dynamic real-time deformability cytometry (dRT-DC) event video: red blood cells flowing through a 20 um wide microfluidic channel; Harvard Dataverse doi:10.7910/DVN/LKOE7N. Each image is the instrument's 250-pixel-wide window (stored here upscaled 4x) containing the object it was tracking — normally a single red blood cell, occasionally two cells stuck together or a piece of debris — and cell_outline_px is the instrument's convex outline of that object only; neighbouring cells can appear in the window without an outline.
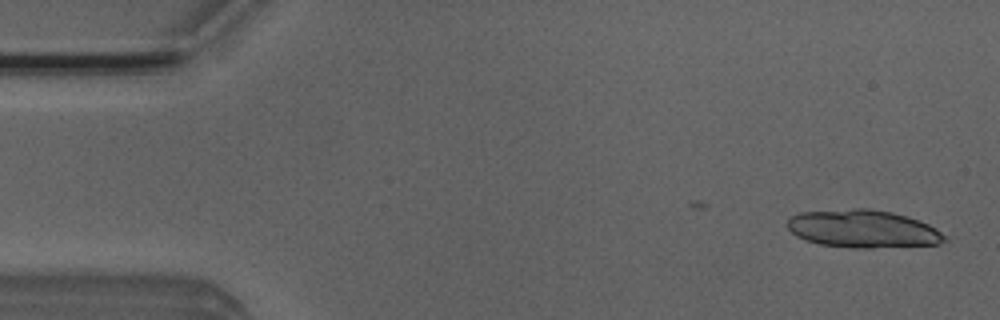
{"species": "Egyptian fruit bat (a non-hibernating species)", "species_latin": "Rousettus aegyptiacus", "temperature_condition": "room temperature", "stored_images_in_passage": 16, "camera_frame_rate_fps": 3000, "um_per_image_px": 0.085, "animal": {"sex": "male"}, "frame": {"image": 1, "passage_image": 1, "time_ms": 0.0, "image_size_px": [1000, 320], "cell_outline_px": [[948, 240], [940, 244], [872, 248], [848, 248], [820, 244], [804, 240], [796, 236], [784, 224], [788, 216], [800, 212], [852, 208], [868, 208], [892, 212], [908, 216], [920, 220], [936, 228]], "centroid_in_image_um": [73.31, 19.45], "position_along_channel_um": 11.7, "area_um2": 35.2}}